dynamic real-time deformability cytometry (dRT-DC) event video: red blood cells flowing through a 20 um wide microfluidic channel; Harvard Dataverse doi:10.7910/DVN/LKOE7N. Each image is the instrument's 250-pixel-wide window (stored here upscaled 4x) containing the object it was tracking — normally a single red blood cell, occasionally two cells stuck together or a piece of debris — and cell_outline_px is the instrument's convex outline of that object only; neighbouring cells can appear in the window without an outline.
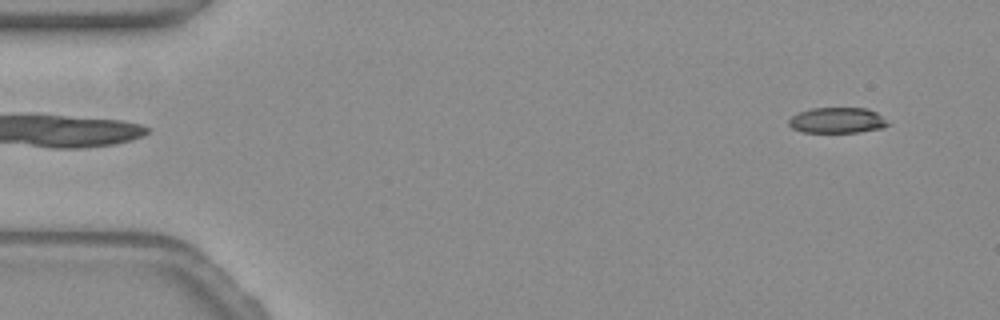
{"species": "common noctule bat (a hibernating species)", "species_latin": "Nyctalus noctula", "temperature_condition": "warm", "stored_images_in_passage": 5, "camera_frame_rate_fps": 3000, "um_per_image_px": 0.085, "animal": {"sex": "female", "body_mass_g": 19.3, "forearm_length_mm": 54.1}, "frame": {"image": 1, "passage_image": 1, "time_ms": 0.0, "image_size_px": [1000, 320], "cell_outline_px": [[888, 124], [880, 128], [860, 132], [804, 132], [792, 128], [788, 124], [788, 120], [792, 116], [800, 112], [812, 108], [868, 108], [876, 112]], "centroid_in_image_um": [71.12, 10.22], "position_along_channel_um": 13.9, "area_um2": 14.57}}